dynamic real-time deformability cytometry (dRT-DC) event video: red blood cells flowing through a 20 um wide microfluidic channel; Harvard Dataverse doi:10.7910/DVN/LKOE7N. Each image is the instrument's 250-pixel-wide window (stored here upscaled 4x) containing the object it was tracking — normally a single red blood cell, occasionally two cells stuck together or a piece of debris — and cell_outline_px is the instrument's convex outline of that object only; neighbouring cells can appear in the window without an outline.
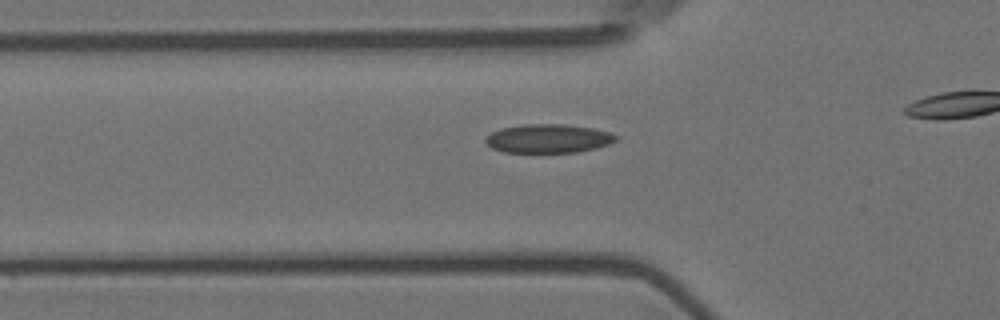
{"species": "Egyptian fruit bat (a non-hibernating species)", "species_latin": "Rousettus aegyptiacus", "temperature_condition": "room temperature", "stored_images_in_passage": 41, "camera_frame_rate_fps": 3000, "um_per_image_px": 0.085, "animal": {"sex": "female"}, "frame": {"image": 1, "passage_image": 14, "time_ms": 4.333, "image_size_px": [1000, 320], "cell_outline_px": [[620, 136], [616, 140], [608, 144], [596, 148], [576, 152], [504, 152], [492, 148], [484, 140], [492, 132], [500, 128], [524, 124], [564, 124], [592, 128], [608, 132]], "centroid_in_image_um": [46.61, 11.77], "position_along_channel_um": 79.2, "area_um2": 21.73}}
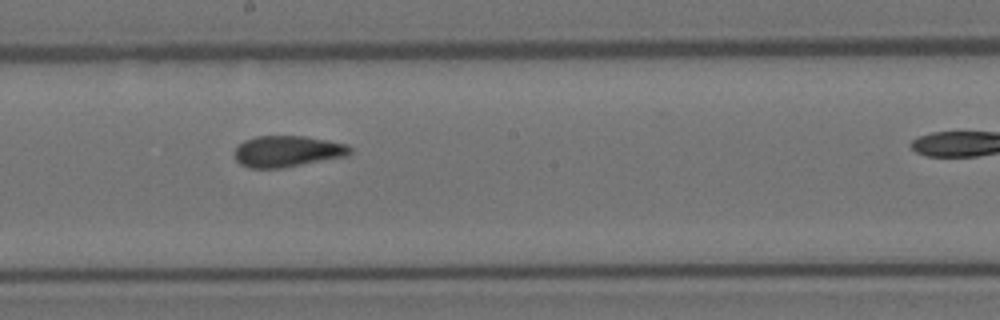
{"frame": {"image": 2, "passage_image": 26, "time_ms": 8.333, "image_size_px": [1000, 320], "cell_outline_px": [[352, 152], [348, 156], [284, 168], [248, 168], [240, 164], [236, 160], [236, 148], [244, 140], [256, 136], [304, 136], [328, 140], [348, 144], [352, 148]], "centroid_in_image_um": [24.47, 12.87], "position_along_channel_um": 223.7, "area_um2": 21.21}}
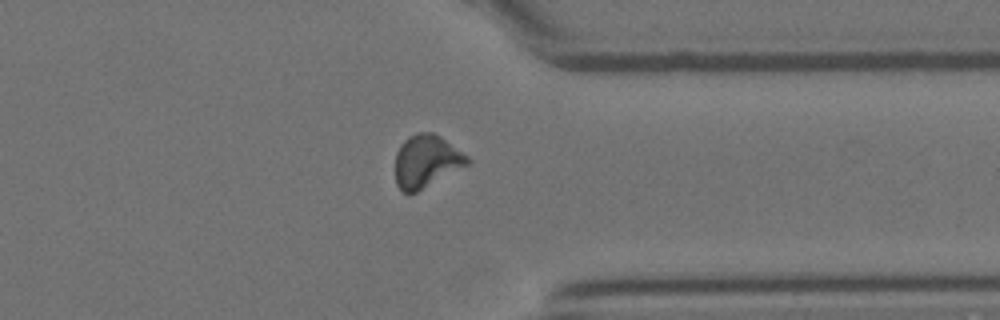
{"frame": {"image": 3, "passage_image": 39, "time_ms": 12.667, "image_size_px": [1000, 320], "cell_outline_px": [[472, 160], [468, 164], [416, 192], [408, 196], [396, 184], [396, 152], [400, 144], [408, 136], [416, 132], [432, 132], [440, 136], [468, 156]], "centroid_in_image_um": [36.21, 13.69], "position_along_channel_um": 375.2, "area_um2": 22.02}}